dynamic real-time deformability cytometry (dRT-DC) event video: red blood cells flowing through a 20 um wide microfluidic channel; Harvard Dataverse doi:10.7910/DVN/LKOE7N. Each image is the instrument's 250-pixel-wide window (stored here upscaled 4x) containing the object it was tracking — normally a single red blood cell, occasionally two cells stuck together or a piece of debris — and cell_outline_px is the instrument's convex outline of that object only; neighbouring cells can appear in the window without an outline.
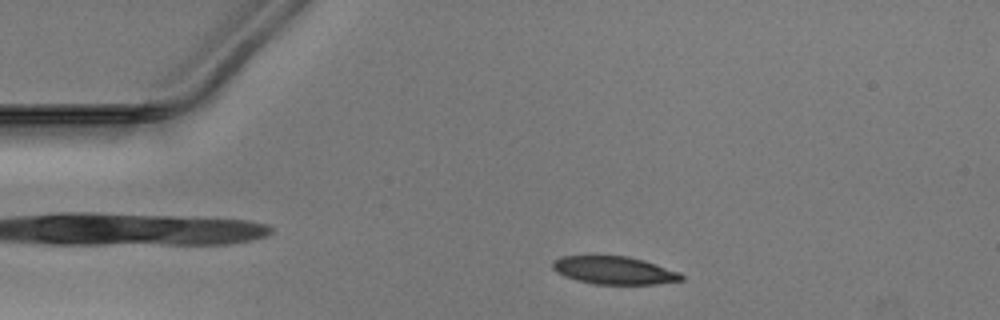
{"species": "Egyptian fruit bat (a non-hibernating species)", "species_latin": "Rousettus aegyptiacus", "temperature_condition": "warm", "stored_images_in_passage": 37, "camera_frame_rate_fps": 3000, "um_per_image_px": 0.085, "animal": {"sex": "male"}, "frame": {"image": 1, "passage_image": 6, "time_ms": 1.667, "image_size_px": [1000, 320], "cell_outline_px": [[684, 280], [656, 284], [592, 284], [576, 280], [556, 272], [552, 268], [552, 260], [560, 256], [592, 252], [628, 256], [644, 260], [680, 272], [684, 276]], "centroid_in_image_um": [52.12, 22.92], "position_along_channel_um": 32.9, "area_um2": 22.02}}
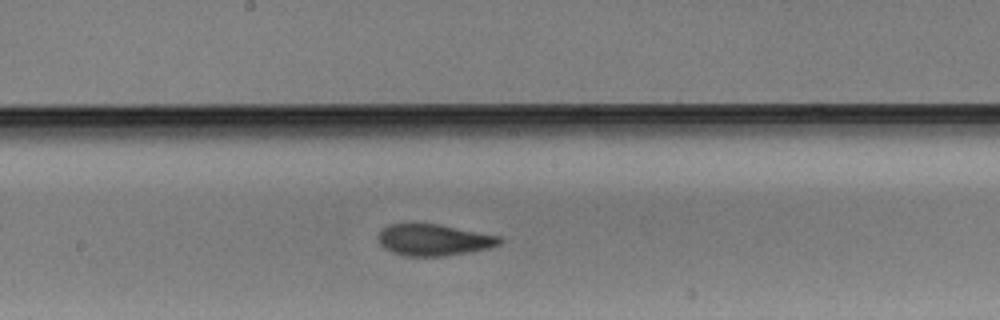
{"frame": {"image": 2, "passage_image": 23, "time_ms": 7.333, "image_size_px": [1000, 320], "cell_outline_px": [[504, 240], [500, 244], [492, 248], [472, 252], [444, 256], [404, 256], [392, 252], [384, 248], [380, 244], [376, 236], [380, 228], [388, 224], [440, 224], [500, 236]], "centroid_in_image_um": [36.87, 20.39], "position_along_channel_um": 211.3, "area_um2": 22.72}}
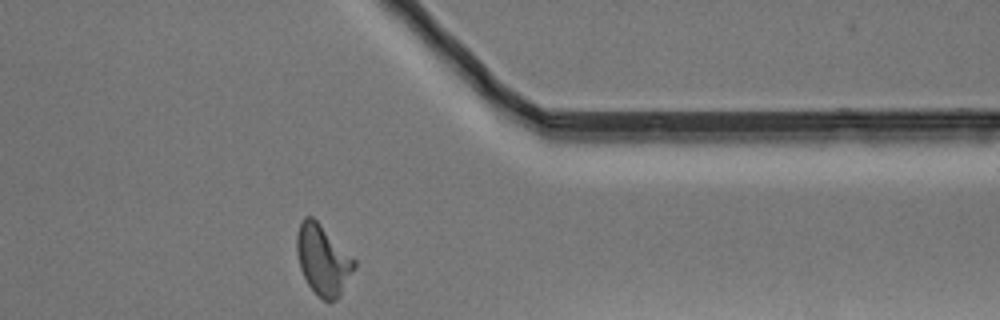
{"frame": {"image": 3, "passage_image": 37, "time_ms": 12.0, "image_size_px": [1000, 320], "cell_outline_px": [[356, 268], [340, 296], [336, 300], [324, 300], [316, 296], [308, 284], [300, 268], [296, 248], [296, 236], [300, 224], [304, 216], [312, 216], [356, 260]], "centroid_in_image_um": [27.46, 22.11], "position_along_channel_um": 383.9, "area_um2": 23.47}}